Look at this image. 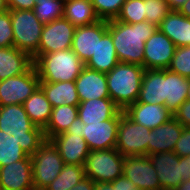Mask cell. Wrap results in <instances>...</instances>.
<instances>
[{
	"label": "cell",
	"instance_id": "obj_17",
	"mask_svg": "<svg viewBox=\"0 0 190 190\" xmlns=\"http://www.w3.org/2000/svg\"><path fill=\"white\" fill-rule=\"evenodd\" d=\"M50 140L57 147L64 164L85 165L90 149L82 134L62 132Z\"/></svg>",
	"mask_w": 190,
	"mask_h": 190
},
{
	"label": "cell",
	"instance_id": "obj_4",
	"mask_svg": "<svg viewBox=\"0 0 190 190\" xmlns=\"http://www.w3.org/2000/svg\"><path fill=\"white\" fill-rule=\"evenodd\" d=\"M40 82H70L79 76L85 63L72 49L42 54L34 60Z\"/></svg>",
	"mask_w": 190,
	"mask_h": 190
},
{
	"label": "cell",
	"instance_id": "obj_35",
	"mask_svg": "<svg viewBox=\"0 0 190 190\" xmlns=\"http://www.w3.org/2000/svg\"><path fill=\"white\" fill-rule=\"evenodd\" d=\"M168 70L190 79V46L176 47Z\"/></svg>",
	"mask_w": 190,
	"mask_h": 190
},
{
	"label": "cell",
	"instance_id": "obj_36",
	"mask_svg": "<svg viewBox=\"0 0 190 190\" xmlns=\"http://www.w3.org/2000/svg\"><path fill=\"white\" fill-rule=\"evenodd\" d=\"M171 8L166 0H145V18L159 26L163 19L171 12Z\"/></svg>",
	"mask_w": 190,
	"mask_h": 190
},
{
	"label": "cell",
	"instance_id": "obj_3",
	"mask_svg": "<svg viewBox=\"0 0 190 190\" xmlns=\"http://www.w3.org/2000/svg\"><path fill=\"white\" fill-rule=\"evenodd\" d=\"M144 71L143 66L119 62L106 73L109 96L122 111L137 101Z\"/></svg>",
	"mask_w": 190,
	"mask_h": 190
},
{
	"label": "cell",
	"instance_id": "obj_51",
	"mask_svg": "<svg viewBox=\"0 0 190 190\" xmlns=\"http://www.w3.org/2000/svg\"><path fill=\"white\" fill-rule=\"evenodd\" d=\"M186 100L190 101V79H189V87H188V91H187V98Z\"/></svg>",
	"mask_w": 190,
	"mask_h": 190
},
{
	"label": "cell",
	"instance_id": "obj_2",
	"mask_svg": "<svg viewBox=\"0 0 190 190\" xmlns=\"http://www.w3.org/2000/svg\"><path fill=\"white\" fill-rule=\"evenodd\" d=\"M0 130L13 135L28 156H32L46 140L43 129L30 120L20 104L0 106Z\"/></svg>",
	"mask_w": 190,
	"mask_h": 190
},
{
	"label": "cell",
	"instance_id": "obj_31",
	"mask_svg": "<svg viewBox=\"0 0 190 190\" xmlns=\"http://www.w3.org/2000/svg\"><path fill=\"white\" fill-rule=\"evenodd\" d=\"M84 177V166L65 164L60 174L45 190H70Z\"/></svg>",
	"mask_w": 190,
	"mask_h": 190
},
{
	"label": "cell",
	"instance_id": "obj_18",
	"mask_svg": "<svg viewBox=\"0 0 190 190\" xmlns=\"http://www.w3.org/2000/svg\"><path fill=\"white\" fill-rule=\"evenodd\" d=\"M133 122L141 124L151 130L163 125L173 118V113L159 104L135 102L123 111Z\"/></svg>",
	"mask_w": 190,
	"mask_h": 190
},
{
	"label": "cell",
	"instance_id": "obj_19",
	"mask_svg": "<svg viewBox=\"0 0 190 190\" xmlns=\"http://www.w3.org/2000/svg\"><path fill=\"white\" fill-rule=\"evenodd\" d=\"M75 84L80 102L95 98H110L105 73L84 67L75 79Z\"/></svg>",
	"mask_w": 190,
	"mask_h": 190
},
{
	"label": "cell",
	"instance_id": "obj_39",
	"mask_svg": "<svg viewBox=\"0 0 190 190\" xmlns=\"http://www.w3.org/2000/svg\"><path fill=\"white\" fill-rule=\"evenodd\" d=\"M179 157L190 155V128L184 127L173 150Z\"/></svg>",
	"mask_w": 190,
	"mask_h": 190
},
{
	"label": "cell",
	"instance_id": "obj_34",
	"mask_svg": "<svg viewBox=\"0 0 190 190\" xmlns=\"http://www.w3.org/2000/svg\"><path fill=\"white\" fill-rule=\"evenodd\" d=\"M145 0H126L115 20L126 24L145 21Z\"/></svg>",
	"mask_w": 190,
	"mask_h": 190
},
{
	"label": "cell",
	"instance_id": "obj_5",
	"mask_svg": "<svg viewBox=\"0 0 190 190\" xmlns=\"http://www.w3.org/2000/svg\"><path fill=\"white\" fill-rule=\"evenodd\" d=\"M12 22L14 47L33 57L39 48L44 24L33 10H9Z\"/></svg>",
	"mask_w": 190,
	"mask_h": 190
},
{
	"label": "cell",
	"instance_id": "obj_14",
	"mask_svg": "<svg viewBox=\"0 0 190 190\" xmlns=\"http://www.w3.org/2000/svg\"><path fill=\"white\" fill-rule=\"evenodd\" d=\"M162 190H176L182 183L181 157L174 151L149 155Z\"/></svg>",
	"mask_w": 190,
	"mask_h": 190
},
{
	"label": "cell",
	"instance_id": "obj_12",
	"mask_svg": "<svg viewBox=\"0 0 190 190\" xmlns=\"http://www.w3.org/2000/svg\"><path fill=\"white\" fill-rule=\"evenodd\" d=\"M118 63L119 59L113 45L111 34L108 32V21L99 20L97 21L96 52L85 63V67L106 74Z\"/></svg>",
	"mask_w": 190,
	"mask_h": 190
},
{
	"label": "cell",
	"instance_id": "obj_38",
	"mask_svg": "<svg viewBox=\"0 0 190 190\" xmlns=\"http://www.w3.org/2000/svg\"><path fill=\"white\" fill-rule=\"evenodd\" d=\"M13 30L9 10L0 14V47H13Z\"/></svg>",
	"mask_w": 190,
	"mask_h": 190
},
{
	"label": "cell",
	"instance_id": "obj_7",
	"mask_svg": "<svg viewBox=\"0 0 190 190\" xmlns=\"http://www.w3.org/2000/svg\"><path fill=\"white\" fill-rule=\"evenodd\" d=\"M125 157L116 149L90 150L85 165V176L97 182H112L123 174Z\"/></svg>",
	"mask_w": 190,
	"mask_h": 190
},
{
	"label": "cell",
	"instance_id": "obj_10",
	"mask_svg": "<svg viewBox=\"0 0 190 190\" xmlns=\"http://www.w3.org/2000/svg\"><path fill=\"white\" fill-rule=\"evenodd\" d=\"M75 29L64 17L44 24L38 52L32 57L33 61L42 54L71 49Z\"/></svg>",
	"mask_w": 190,
	"mask_h": 190
},
{
	"label": "cell",
	"instance_id": "obj_42",
	"mask_svg": "<svg viewBox=\"0 0 190 190\" xmlns=\"http://www.w3.org/2000/svg\"><path fill=\"white\" fill-rule=\"evenodd\" d=\"M96 183L85 176L81 181L70 190H95Z\"/></svg>",
	"mask_w": 190,
	"mask_h": 190
},
{
	"label": "cell",
	"instance_id": "obj_13",
	"mask_svg": "<svg viewBox=\"0 0 190 190\" xmlns=\"http://www.w3.org/2000/svg\"><path fill=\"white\" fill-rule=\"evenodd\" d=\"M175 49V44L157 29L145 42L143 67L145 69H168Z\"/></svg>",
	"mask_w": 190,
	"mask_h": 190
},
{
	"label": "cell",
	"instance_id": "obj_26",
	"mask_svg": "<svg viewBox=\"0 0 190 190\" xmlns=\"http://www.w3.org/2000/svg\"><path fill=\"white\" fill-rule=\"evenodd\" d=\"M189 79L165 69V106L174 114L186 101Z\"/></svg>",
	"mask_w": 190,
	"mask_h": 190
},
{
	"label": "cell",
	"instance_id": "obj_27",
	"mask_svg": "<svg viewBox=\"0 0 190 190\" xmlns=\"http://www.w3.org/2000/svg\"><path fill=\"white\" fill-rule=\"evenodd\" d=\"M63 17L75 27L90 25L100 20L91 0H65Z\"/></svg>",
	"mask_w": 190,
	"mask_h": 190
},
{
	"label": "cell",
	"instance_id": "obj_9",
	"mask_svg": "<svg viewBox=\"0 0 190 190\" xmlns=\"http://www.w3.org/2000/svg\"><path fill=\"white\" fill-rule=\"evenodd\" d=\"M39 83L34 65L21 75L0 81V106L23 105L39 87Z\"/></svg>",
	"mask_w": 190,
	"mask_h": 190
},
{
	"label": "cell",
	"instance_id": "obj_49",
	"mask_svg": "<svg viewBox=\"0 0 190 190\" xmlns=\"http://www.w3.org/2000/svg\"><path fill=\"white\" fill-rule=\"evenodd\" d=\"M8 11V6L6 0H0V14Z\"/></svg>",
	"mask_w": 190,
	"mask_h": 190
},
{
	"label": "cell",
	"instance_id": "obj_22",
	"mask_svg": "<svg viewBox=\"0 0 190 190\" xmlns=\"http://www.w3.org/2000/svg\"><path fill=\"white\" fill-rule=\"evenodd\" d=\"M165 69H145L137 102L165 105Z\"/></svg>",
	"mask_w": 190,
	"mask_h": 190
},
{
	"label": "cell",
	"instance_id": "obj_16",
	"mask_svg": "<svg viewBox=\"0 0 190 190\" xmlns=\"http://www.w3.org/2000/svg\"><path fill=\"white\" fill-rule=\"evenodd\" d=\"M0 190H35L31 156L0 167Z\"/></svg>",
	"mask_w": 190,
	"mask_h": 190
},
{
	"label": "cell",
	"instance_id": "obj_43",
	"mask_svg": "<svg viewBox=\"0 0 190 190\" xmlns=\"http://www.w3.org/2000/svg\"><path fill=\"white\" fill-rule=\"evenodd\" d=\"M182 183L190 180V155L181 157Z\"/></svg>",
	"mask_w": 190,
	"mask_h": 190
},
{
	"label": "cell",
	"instance_id": "obj_28",
	"mask_svg": "<svg viewBox=\"0 0 190 190\" xmlns=\"http://www.w3.org/2000/svg\"><path fill=\"white\" fill-rule=\"evenodd\" d=\"M97 48V22L76 27L71 49L86 63Z\"/></svg>",
	"mask_w": 190,
	"mask_h": 190
},
{
	"label": "cell",
	"instance_id": "obj_40",
	"mask_svg": "<svg viewBox=\"0 0 190 190\" xmlns=\"http://www.w3.org/2000/svg\"><path fill=\"white\" fill-rule=\"evenodd\" d=\"M173 117L184 127L190 128V101H184L174 112Z\"/></svg>",
	"mask_w": 190,
	"mask_h": 190
},
{
	"label": "cell",
	"instance_id": "obj_30",
	"mask_svg": "<svg viewBox=\"0 0 190 190\" xmlns=\"http://www.w3.org/2000/svg\"><path fill=\"white\" fill-rule=\"evenodd\" d=\"M78 117V106L62 105L52 109L47 126L43 129L47 140L65 132Z\"/></svg>",
	"mask_w": 190,
	"mask_h": 190
},
{
	"label": "cell",
	"instance_id": "obj_45",
	"mask_svg": "<svg viewBox=\"0 0 190 190\" xmlns=\"http://www.w3.org/2000/svg\"><path fill=\"white\" fill-rule=\"evenodd\" d=\"M84 123L81 122L80 118L77 117L69 126L68 129H66L65 133L70 134H81L82 128L84 127Z\"/></svg>",
	"mask_w": 190,
	"mask_h": 190
},
{
	"label": "cell",
	"instance_id": "obj_46",
	"mask_svg": "<svg viewBox=\"0 0 190 190\" xmlns=\"http://www.w3.org/2000/svg\"><path fill=\"white\" fill-rule=\"evenodd\" d=\"M95 190H118V181L115 179L112 182H97Z\"/></svg>",
	"mask_w": 190,
	"mask_h": 190
},
{
	"label": "cell",
	"instance_id": "obj_50",
	"mask_svg": "<svg viewBox=\"0 0 190 190\" xmlns=\"http://www.w3.org/2000/svg\"><path fill=\"white\" fill-rule=\"evenodd\" d=\"M176 190H190V180L181 183V185Z\"/></svg>",
	"mask_w": 190,
	"mask_h": 190
},
{
	"label": "cell",
	"instance_id": "obj_6",
	"mask_svg": "<svg viewBox=\"0 0 190 190\" xmlns=\"http://www.w3.org/2000/svg\"><path fill=\"white\" fill-rule=\"evenodd\" d=\"M35 190H45L60 174L65 165L51 140H45L31 156Z\"/></svg>",
	"mask_w": 190,
	"mask_h": 190
},
{
	"label": "cell",
	"instance_id": "obj_33",
	"mask_svg": "<svg viewBox=\"0 0 190 190\" xmlns=\"http://www.w3.org/2000/svg\"><path fill=\"white\" fill-rule=\"evenodd\" d=\"M64 2L65 0H36L33 11L41 23L48 24L63 17Z\"/></svg>",
	"mask_w": 190,
	"mask_h": 190
},
{
	"label": "cell",
	"instance_id": "obj_8",
	"mask_svg": "<svg viewBox=\"0 0 190 190\" xmlns=\"http://www.w3.org/2000/svg\"><path fill=\"white\" fill-rule=\"evenodd\" d=\"M151 129L133 122L124 112L118 125L115 148L124 156L148 155Z\"/></svg>",
	"mask_w": 190,
	"mask_h": 190
},
{
	"label": "cell",
	"instance_id": "obj_1",
	"mask_svg": "<svg viewBox=\"0 0 190 190\" xmlns=\"http://www.w3.org/2000/svg\"><path fill=\"white\" fill-rule=\"evenodd\" d=\"M157 29L158 26L146 20L136 24L109 20L108 32L119 62L143 66L145 42Z\"/></svg>",
	"mask_w": 190,
	"mask_h": 190
},
{
	"label": "cell",
	"instance_id": "obj_23",
	"mask_svg": "<svg viewBox=\"0 0 190 190\" xmlns=\"http://www.w3.org/2000/svg\"><path fill=\"white\" fill-rule=\"evenodd\" d=\"M34 65L33 58L16 47H0V81L27 72Z\"/></svg>",
	"mask_w": 190,
	"mask_h": 190
},
{
	"label": "cell",
	"instance_id": "obj_24",
	"mask_svg": "<svg viewBox=\"0 0 190 190\" xmlns=\"http://www.w3.org/2000/svg\"><path fill=\"white\" fill-rule=\"evenodd\" d=\"M158 29L164 33L176 47L190 46V18L178 11H171L163 19Z\"/></svg>",
	"mask_w": 190,
	"mask_h": 190
},
{
	"label": "cell",
	"instance_id": "obj_25",
	"mask_svg": "<svg viewBox=\"0 0 190 190\" xmlns=\"http://www.w3.org/2000/svg\"><path fill=\"white\" fill-rule=\"evenodd\" d=\"M39 87L53 108L62 105L78 106L80 104L75 81L40 82Z\"/></svg>",
	"mask_w": 190,
	"mask_h": 190
},
{
	"label": "cell",
	"instance_id": "obj_44",
	"mask_svg": "<svg viewBox=\"0 0 190 190\" xmlns=\"http://www.w3.org/2000/svg\"><path fill=\"white\" fill-rule=\"evenodd\" d=\"M116 180L118 181V190H138L134 183L128 180L124 174L117 177Z\"/></svg>",
	"mask_w": 190,
	"mask_h": 190
},
{
	"label": "cell",
	"instance_id": "obj_20",
	"mask_svg": "<svg viewBox=\"0 0 190 190\" xmlns=\"http://www.w3.org/2000/svg\"><path fill=\"white\" fill-rule=\"evenodd\" d=\"M184 126L174 117L151 130L148 142V156L159 152H171L180 138Z\"/></svg>",
	"mask_w": 190,
	"mask_h": 190
},
{
	"label": "cell",
	"instance_id": "obj_32",
	"mask_svg": "<svg viewBox=\"0 0 190 190\" xmlns=\"http://www.w3.org/2000/svg\"><path fill=\"white\" fill-rule=\"evenodd\" d=\"M27 157L16 138L0 130V167Z\"/></svg>",
	"mask_w": 190,
	"mask_h": 190
},
{
	"label": "cell",
	"instance_id": "obj_15",
	"mask_svg": "<svg viewBox=\"0 0 190 190\" xmlns=\"http://www.w3.org/2000/svg\"><path fill=\"white\" fill-rule=\"evenodd\" d=\"M120 117L99 122L85 124L81 134L90 150H107L115 148Z\"/></svg>",
	"mask_w": 190,
	"mask_h": 190
},
{
	"label": "cell",
	"instance_id": "obj_21",
	"mask_svg": "<svg viewBox=\"0 0 190 190\" xmlns=\"http://www.w3.org/2000/svg\"><path fill=\"white\" fill-rule=\"evenodd\" d=\"M123 111L111 98L90 99L78 105V117L84 124L99 123L112 117H120Z\"/></svg>",
	"mask_w": 190,
	"mask_h": 190
},
{
	"label": "cell",
	"instance_id": "obj_29",
	"mask_svg": "<svg viewBox=\"0 0 190 190\" xmlns=\"http://www.w3.org/2000/svg\"><path fill=\"white\" fill-rule=\"evenodd\" d=\"M23 106L30 120L37 127L44 129L47 126L53 107L40 87L23 103Z\"/></svg>",
	"mask_w": 190,
	"mask_h": 190
},
{
	"label": "cell",
	"instance_id": "obj_41",
	"mask_svg": "<svg viewBox=\"0 0 190 190\" xmlns=\"http://www.w3.org/2000/svg\"><path fill=\"white\" fill-rule=\"evenodd\" d=\"M8 10H33L35 0H6Z\"/></svg>",
	"mask_w": 190,
	"mask_h": 190
},
{
	"label": "cell",
	"instance_id": "obj_47",
	"mask_svg": "<svg viewBox=\"0 0 190 190\" xmlns=\"http://www.w3.org/2000/svg\"><path fill=\"white\" fill-rule=\"evenodd\" d=\"M172 11H178L187 0H166Z\"/></svg>",
	"mask_w": 190,
	"mask_h": 190
},
{
	"label": "cell",
	"instance_id": "obj_48",
	"mask_svg": "<svg viewBox=\"0 0 190 190\" xmlns=\"http://www.w3.org/2000/svg\"><path fill=\"white\" fill-rule=\"evenodd\" d=\"M178 12L184 15L185 17L190 18V0H187L185 4L180 7Z\"/></svg>",
	"mask_w": 190,
	"mask_h": 190
},
{
	"label": "cell",
	"instance_id": "obj_37",
	"mask_svg": "<svg viewBox=\"0 0 190 190\" xmlns=\"http://www.w3.org/2000/svg\"><path fill=\"white\" fill-rule=\"evenodd\" d=\"M126 0H91L100 20H113L118 16Z\"/></svg>",
	"mask_w": 190,
	"mask_h": 190
},
{
	"label": "cell",
	"instance_id": "obj_11",
	"mask_svg": "<svg viewBox=\"0 0 190 190\" xmlns=\"http://www.w3.org/2000/svg\"><path fill=\"white\" fill-rule=\"evenodd\" d=\"M123 174L138 190H162L156 169L148 155L126 156Z\"/></svg>",
	"mask_w": 190,
	"mask_h": 190
}]
</instances>
